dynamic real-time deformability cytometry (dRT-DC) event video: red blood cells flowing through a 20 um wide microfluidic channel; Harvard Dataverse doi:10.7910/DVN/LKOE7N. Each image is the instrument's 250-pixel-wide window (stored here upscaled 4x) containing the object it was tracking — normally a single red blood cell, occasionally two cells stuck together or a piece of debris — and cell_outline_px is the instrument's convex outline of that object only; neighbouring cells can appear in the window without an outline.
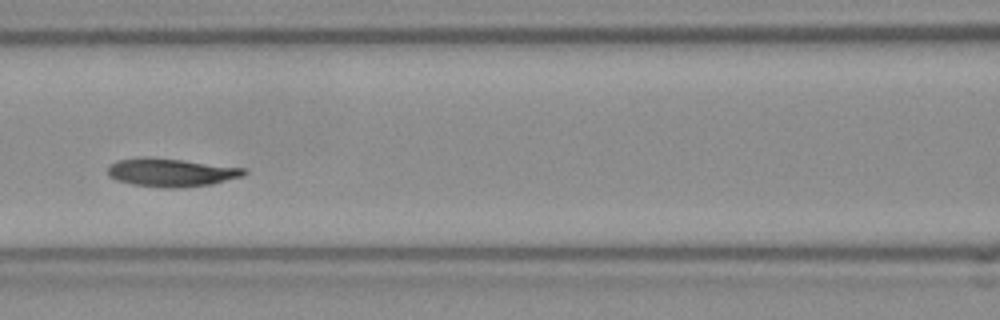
{"species": "Egyptian fruit bat (a non-hibernating species)", "species_latin": "Rousettus aegyptiacus", "temperature_condition": "room temperature", "stored_images_in_passage": 55, "camera_frame_rate_fps": 3000, "um_per_image_px": 0.085, "frame": {"image": 1, "passage_image": 24, "time_ms": 7.667, "image_size_px": [1000, 320], "cell_outline_px": [[248, 172], [244, 176], [212, 184], [176, 188], [132, 184], [116, 180], [108, 176], [108, 168], [112, 164], [120, 160], [180, 160], [244, 168]], "centroid_in_image_um": [14.64, 14.71], "position_along_channel_um": 152.0, "area_um2": 21.21}}
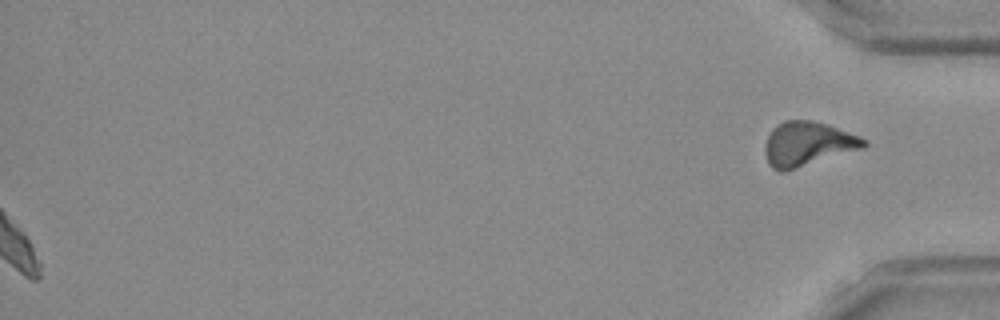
{"frame": {"image": 2, "passage_image": 55, "time_ms": 18.0, "image_size_px": [1000, 320], "cell_outline_px": [[868, 144], [864, 148], [780, 172], [772, 168], [768, 164], [764, 152], [764, 148], [768, 136], [772, 128], [784, 120], [812, 120], [860, 136], [868, 140]], "centroid_in_image_um": [68.63, 12.22], "position_along_channel_um": 366.6, "area_um2": 25.2}, "authors_computed_cell_mechanics": {"area_um2": 21.2126, "velocity_mm_per_s": 3.8089, "shape_relaxation_time_tau1_ms": 10.2378, "shape_relaxation_time_tau2_ms": 5.0122, "deformation_change_tau1": 0.1799, "deformation_change_tau2": 0.0773}}